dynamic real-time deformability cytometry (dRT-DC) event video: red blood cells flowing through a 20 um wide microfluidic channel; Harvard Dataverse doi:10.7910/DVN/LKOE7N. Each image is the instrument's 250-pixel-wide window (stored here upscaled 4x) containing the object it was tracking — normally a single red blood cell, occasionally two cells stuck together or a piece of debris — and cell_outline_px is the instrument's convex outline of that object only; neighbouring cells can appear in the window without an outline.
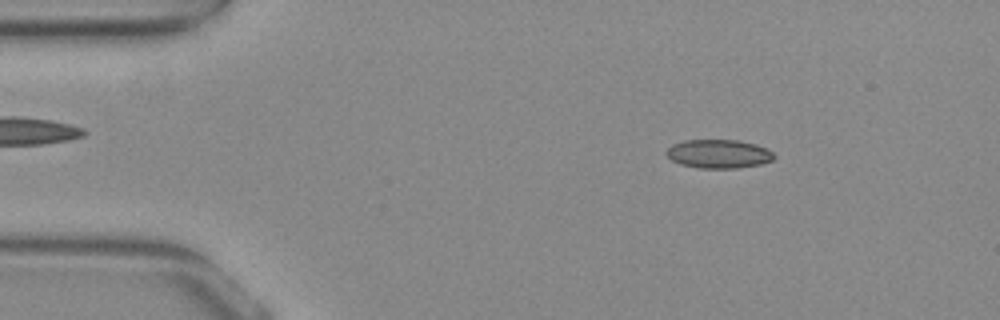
{"species": "common noctule bat (a hibernating species)", "species_latin": "Nyctalus noctula", "temperature_condition": "warm", "stored_images_in_passage": 8, "camera_frame_rate_fps": 3000, "um_per_image_px": 0.085, "animal": {"sex": "female", "body_mass_g": 29.2, "forearm_length_mm": 56.3}, "frame": {"image": 1, "passage_image": 1, "time_ms": 0.0, "image_size_px": [1000, 320], "cell_outline_px": [[776, 156], [772, 160], [760, 164], [736, 168], [700, 168], [680, 164], [672, 160], [664, 152], [672, 144], [684, 140], [740, 140], [756, 144], [772, 152]], "centroid_in_image_um": [61.07, 13.07], "position_along_channel_um": 23.9, "area_um2": 17.98}}